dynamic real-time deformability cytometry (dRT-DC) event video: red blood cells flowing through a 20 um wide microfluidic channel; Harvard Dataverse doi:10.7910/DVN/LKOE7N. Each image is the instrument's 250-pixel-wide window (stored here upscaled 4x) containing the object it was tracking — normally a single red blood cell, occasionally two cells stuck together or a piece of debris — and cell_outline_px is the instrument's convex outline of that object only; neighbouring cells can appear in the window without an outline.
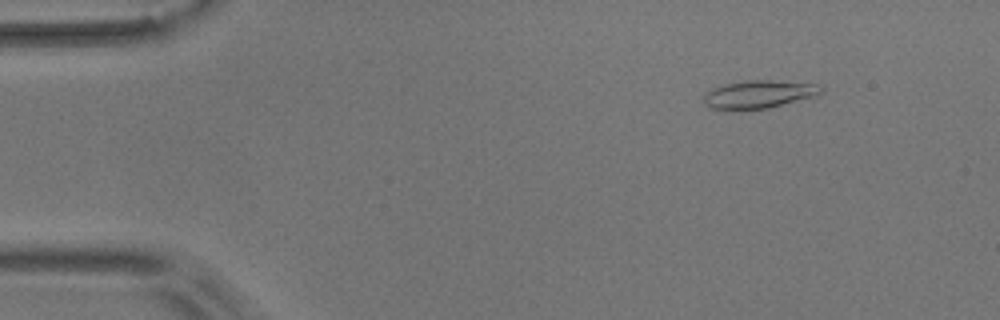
{"species": "common noctule bat (a hibernating species)", "species_latin": "Nyctalus noctula", "temperature_condition": "room temperature", "stored_images_in_passage": 53, "camera_frame_rate_fps": 3000, "um_per_image_px": 0.085, "animal": {"sex": "male", "body_mass_g": 17.9}, "frame": {"image": 1, "passage_image": 5, "time_ms": 1.333, "image_size_px": [1000, 320], "cell_outline_px": [[824, 88], [820, 92], [812, 96], [768, 108], [712, 108], [704, 104], [704, 92], [712, 88], [724, 84], [744, 80], [772, 80], [816, 84]], "centroid_in_image_um": [64.45, 7.98], "position_along_channel_um": 20.5, "area_um2": 18.55}}
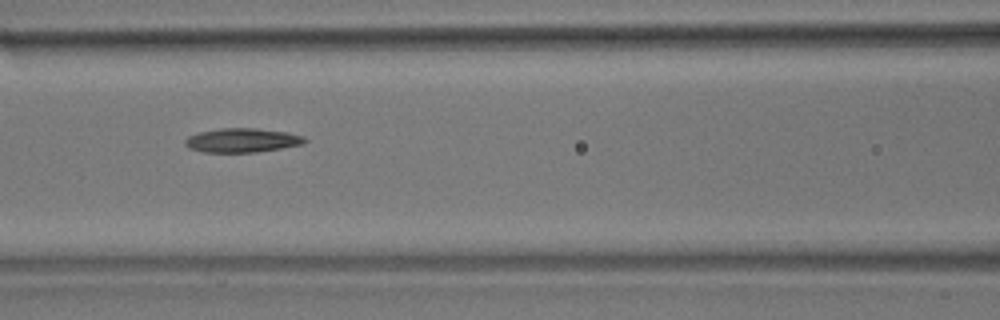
{"frame": {"image": 2, "passage_image": 22, "time_ms": 7.0, "image_size_px": [1000, 320], "cell_outline_px": [[308, 140], [304, 144], [256, 152], [204, 152], [188, 148], [184, 144], [184, 140], [188, 136], [200, 132], [220, 128], [256, 128], [288, 132], [304, 136]], "centroid_in_image_um": [20.59, 11.92], "position_along_channel_um": 146.0, "area_um2": 16.88}}
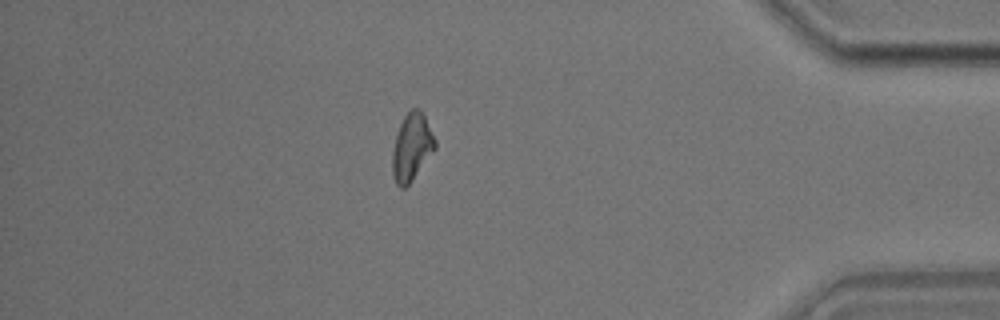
{"frame": {"image": 3, "passage_image": 46, "time_ms": 15.0, "image_size_px": [1000, 320], "cell_outline_px": [[436, 148], [412, 180], [404, 188], [400, 188], [396, 184], [392, 172], [392, 152], [396, 136], [400, 124], [404, 116], [412, 108], [420, 108], [436, 140]], "centroid_in_image_um": [34.99, 12.51], "position_along_channel_um": 400.2, "area_um2": 16.59}, "authors_computed_cell_mechanics": {"area_um2": 16.6464, "velocity_mm_per_s": 3.64, "shape_relaxation_time_tau1_ms": 7.7038, "shape_relaxation_time_tau2_ms": null, "deformation_change_tau1": 0.1956, "deformation_change_tau2": null}}